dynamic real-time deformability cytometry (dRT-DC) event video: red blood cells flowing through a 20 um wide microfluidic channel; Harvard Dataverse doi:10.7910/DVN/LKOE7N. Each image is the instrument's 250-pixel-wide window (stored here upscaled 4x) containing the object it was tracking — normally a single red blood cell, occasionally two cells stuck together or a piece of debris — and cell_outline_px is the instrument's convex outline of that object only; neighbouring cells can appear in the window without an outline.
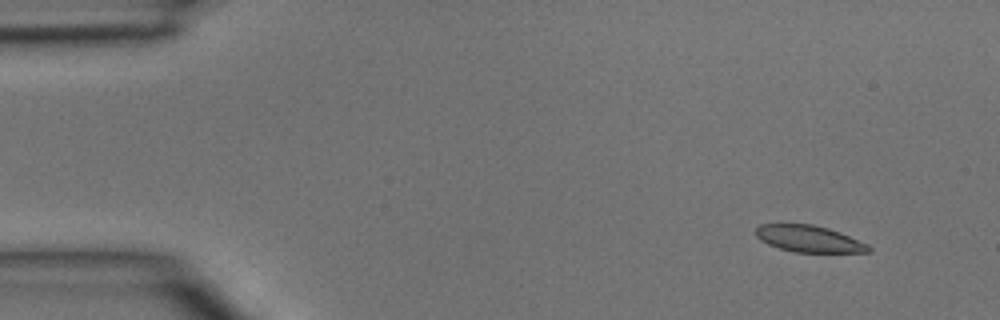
{"species": "common noctule bat (a hibernating species)", "species_latin": "Nyctalus noctula", "temperature_condition": "room temperature", "stored_images_in_passage": 4, "segment_of_instrument_passage": [2, 2], "camera_frame_rate_fps": 3000, "um_per_image_px": 0.085, "animal": {"sex": "male", "body_mass_g": 15.6}, "frame": {"image": 1, "passage_image": 4, "time_ms": 1.0, "image_size_px": [1000, 320], "cell_outline_px": [[872, 252], [796, 252], [780, 248], [768, 244], [760, 240], [756, 236], [756, 228], [760, 224], [812, 224], [828, 228], [840, 232], [868, 244], [872, 248]], "centroid_in_image_um": [68.78, 20.29], "position_along_channel_um": 16.2, "area_um2": 17.46}}